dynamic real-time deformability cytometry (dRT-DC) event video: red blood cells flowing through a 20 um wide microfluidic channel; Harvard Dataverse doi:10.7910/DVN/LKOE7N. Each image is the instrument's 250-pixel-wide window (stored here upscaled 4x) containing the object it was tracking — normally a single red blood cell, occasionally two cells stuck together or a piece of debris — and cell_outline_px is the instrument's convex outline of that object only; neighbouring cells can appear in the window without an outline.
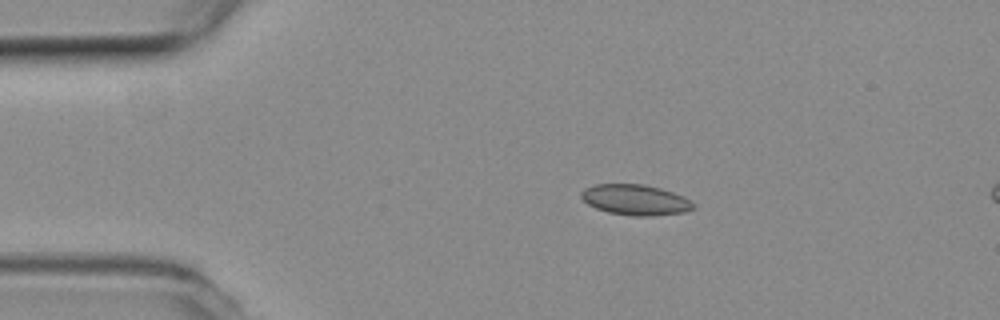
{"species": "common noctule bat (a hibernating species)", "species_latin": "Nyctalus noctula", "temperature_condition": "room temperature", "stored_images_in_passage": 2, "segment_of_instrument_passage": [1, 2], "camera_frame_rate_fps": 3000, "um_per_image_px": 0.085, "animal": {"sex": "female", "body_mass_g": 19.3, "forearm_length_mm": 54.1}, "frame": {"image": 1, "passage_image": 1, "time_ms": 0.0, "image_size_px": [1000, 320], "cell_outline_px": [[696, 208], [684, 212], [652, 216], [632, 216], [608, 212], [596, 208], [588, 204], [580, 196], [580, 192], [584, 188], [596, 184], [644, 184], [660, 188], [684, 196], [692, 200], [696, 204]], "centroid_in_image_um": [54.04, 16.98], "position_along_channel_um": 31.0, "area_um2": 20.17}}